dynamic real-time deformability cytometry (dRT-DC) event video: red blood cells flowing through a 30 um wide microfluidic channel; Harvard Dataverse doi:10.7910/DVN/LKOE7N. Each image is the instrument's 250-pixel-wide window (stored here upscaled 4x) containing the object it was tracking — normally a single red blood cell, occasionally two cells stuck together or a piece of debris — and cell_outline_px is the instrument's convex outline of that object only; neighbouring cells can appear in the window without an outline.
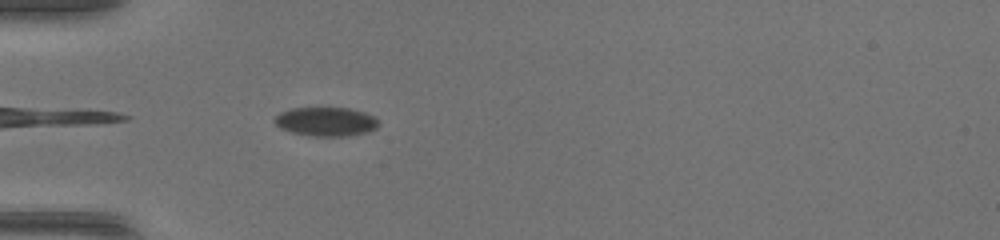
{"species": "common noctule bat (a hibernating species)", "species_latin": "Nyctalus noctula", "temperature_condition": "warm", "stored_images_in_passage": 35, "camera_frame_rate_fps": 3000, "um_per_image_px": 0.085, "animal": {"sex": "female", "body_mass_g": 17.0, "forearm_length_mm": 48.0}, "frame": {"image": 1, "passage_image": 1, "time_ms": 0.0, "image_size_px": [1000, 240], "cell_outline_px": [[380, 124], [376, 128], [368, 132], [348, 136], [312, 136], [292, 132], [280, 128], [272, 120], [280, 112], [292, 108], [348, 108], [364, 112], [372, 116]], "centroid_in_image_um": [27.69, 10.34], "position_along_channel_um": 57.3, "area_um2": 17.51}}
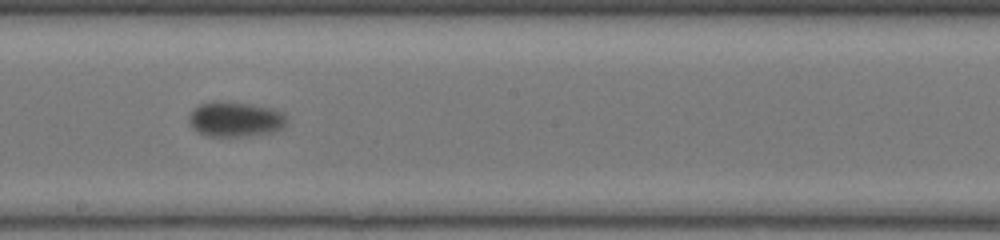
{"frame": {"image": 2, "passage_image": 14, "time_ms": 4.333, "image_size_px": [1000, 240], "cell_outline_px": [[288, 124], [284, 128], [272, 132], [244, 136], [208, 136], [196, 132], [192, 128], [188, 120], [188, 116], [200, 104], [212, 100], [216, 100], [252, 104], [276, 108], [284, 112], [288, 116]], "centroid_in_image_um": [20.05, 10.12], "position_along_channel_um": 228.1, "area_um2": 20.52}}
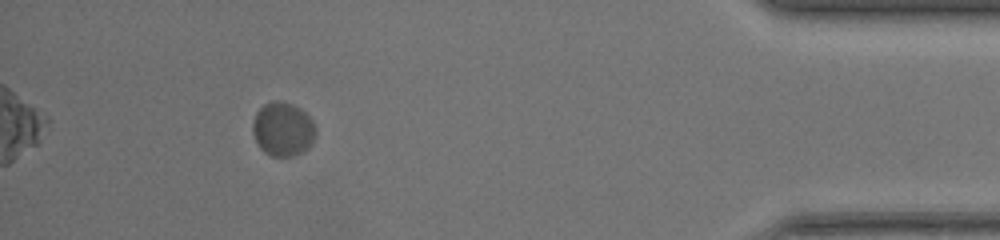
{"frame": {"image": 3, "passage_image": 31, "time_ms": 10.0, "image_size_px": [1000, 240], "cell_outline_px": [[316, 136], [312, 144], [304, 152], [292, 156], [272, 156], [264, 152], [260, 148], [252, 132], [252, 124], [256, 112], [264, 104], [276, 100], [280, 100], [292, 104], [300, 108], [312, 120], [316, 128]], "centroid_in_image_um": [24.06, 10.98], "position_along_channel_um": 411.1, "area_um2": 20.0}}